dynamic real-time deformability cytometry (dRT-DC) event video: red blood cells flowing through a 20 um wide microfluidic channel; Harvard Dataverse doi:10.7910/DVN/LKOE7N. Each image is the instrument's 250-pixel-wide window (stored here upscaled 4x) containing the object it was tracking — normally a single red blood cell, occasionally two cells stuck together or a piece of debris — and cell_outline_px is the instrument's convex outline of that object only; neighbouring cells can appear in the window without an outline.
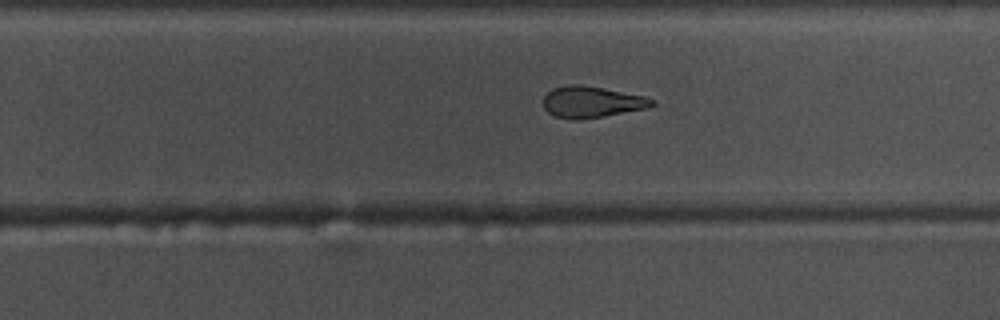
{"species": "common noctule bat (a hibernating species)", "species_latin": "Nyctalus noctula", "temperature_condition": "warm", "stored_images_in_passage": 35, "camera_frame_rate_fps": 3000, "um_per_image_px": 0.085, "animal": {"sex": "male", "body_mass_g": 17.5, "forearm_length_mm": 52.3}, "frame": {"image": 1, "passage_image": 25, "time_ms": 8.0, "image_size_px": [1000, 320], "cell_outline_px": [[656, 104], [648, 108], [604, 116], [556, 116], [548, 112], [544, 108], [544, 96], [552, 88], [568, 84], [580, 84], [604, 88], [644, 96], [656, 100]], "centroid_in_image_um": [50.35, 8.61], "position_along_channel_um": 279.4, "area_um2": 19.19}}